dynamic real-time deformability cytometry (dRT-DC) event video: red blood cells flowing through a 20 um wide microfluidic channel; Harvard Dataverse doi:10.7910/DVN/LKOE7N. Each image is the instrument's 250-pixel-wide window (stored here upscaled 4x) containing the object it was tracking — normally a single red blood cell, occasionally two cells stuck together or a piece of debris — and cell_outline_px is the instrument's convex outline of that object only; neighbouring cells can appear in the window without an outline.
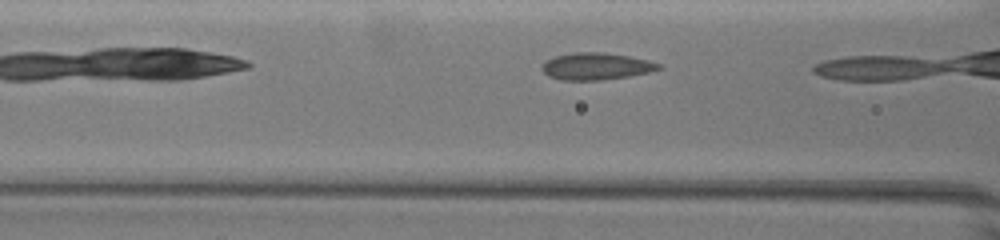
{"species": "common noctule bat (a hibernating species)", "species_latin": "Nyctalus noctula", "temperature_condition": "warm", "stored_images_in_passage": 6, "camera_frame_rate_fps": 3000, "um_per_image_px": 0.085, "animal": {"sex": "female", "body_mass_g": 19.5, "forearm_length_mm": 54.1}, "frame": {"image": 1, "passage_image": 4, "time_ms": 1.0, "image_size_px": [1000, 240], "cell_outline_px": [[664, 68], [648, 72], [628, 76], [600, 80], [560, 80], [548, 76], [540, 68], [548, 60], [556, 56], [572, 52], [604, 52], [628, 56], [648, 60], [660, 64]], "centroid_in_image_um": [50.67, 5.63], "position_along_channel_um": 115.9, "area_um2": 18.26}}